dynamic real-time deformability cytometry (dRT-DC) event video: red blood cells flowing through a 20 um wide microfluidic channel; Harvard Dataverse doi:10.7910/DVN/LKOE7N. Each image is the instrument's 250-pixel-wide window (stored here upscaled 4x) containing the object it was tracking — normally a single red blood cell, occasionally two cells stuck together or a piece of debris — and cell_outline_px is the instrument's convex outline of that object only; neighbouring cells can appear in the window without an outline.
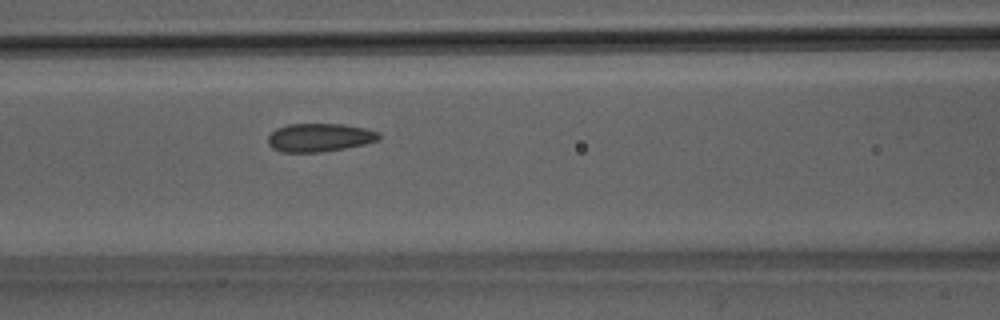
{"species": "Egyptian fruit bat (a non-hibernating species)", "species_latin": "Rousettus aegyptiacus", "temperature_condition": "room temperature", "stored_images_in_passage": 20, "camera_frame_rate_fps": 3000, "um_per_image_px": 0.085, "animal": {"sex": "male"}, "frame": {"image": 1, "passage_image": 16, "time_ms": 5.0, "image_size_px": [1000, 320], "cell_outline_px": [[380, 140], [364, 144], [344, 148], [320, 152], [280, 152], [272, 148], [268, 144], [268, 136], [276, 128], [288, 124], [344, 124], [364, 128], [380, 132]], "centroid_in_image_um": [27.15, 11.69], "position_along_channel_um": 139.4, "area_um2": 18.38}}